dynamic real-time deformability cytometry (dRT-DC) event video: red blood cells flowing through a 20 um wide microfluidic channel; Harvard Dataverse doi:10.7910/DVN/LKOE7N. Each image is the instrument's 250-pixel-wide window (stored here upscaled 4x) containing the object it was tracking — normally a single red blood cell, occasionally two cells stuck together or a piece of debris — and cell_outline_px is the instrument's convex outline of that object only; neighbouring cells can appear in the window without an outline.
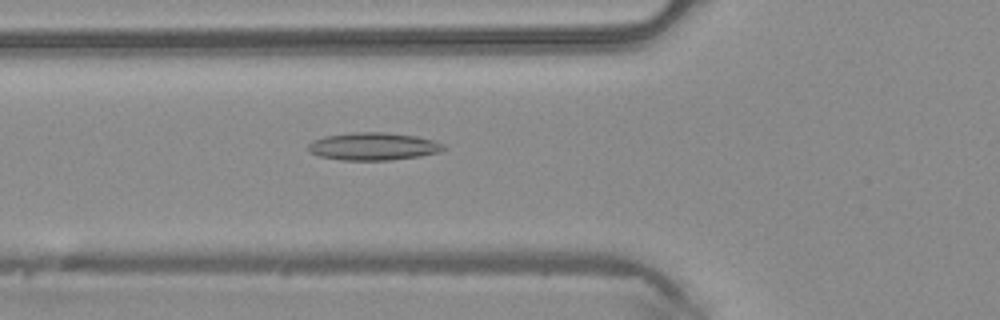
{"species": "common noctule bat (a hibernating species)", "species_latin": "Nyctalus noctula", "temperature_condition": "warm", "stored_images_in_passage": 45, "camera_frame_rate_fps": 3000, "um_per_image_px": 0.085, "animal": {"sex": "male", "body_mass_g": 20.4}, "frame": {"image": 1, "passage_image": 17, "time_ms": 5.333, "image_size_px": [1000, 320], "cell_outline_px": [[448, 148], [440, 152], [420, 156], [392, 160], [340, 160], [320, 156], [312, 152], [308, 148], [308, 144], [312, 140], [324, 136], [352, 132], [380, 132], [416, 136], [432, 140], [444, 144]], "centroid_in_image_um": [31.75, 12.44], "position_along_channel_um": 94.1, "area_um2": 21.85}}
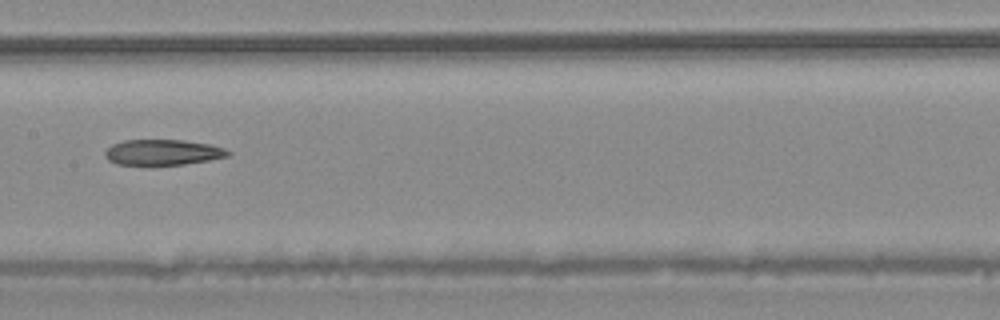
{"frame": {"image": 2, "passage_image": 24, "time_ms": 7.667, "image_size_px": [1000, 320], "cell_outline_px": [[232, 152], [228, 156], [208, 160], [184, 164], [116, 164], [108, 160], [104, 156], [104, 152], [112, 144], [124, 140], [184, 140], [212, 144], [224, 148]], "centroid_in_image_um": [13.84, 12.93], "position_along_channel_um": 193.6, "area_um2": 18.26}}
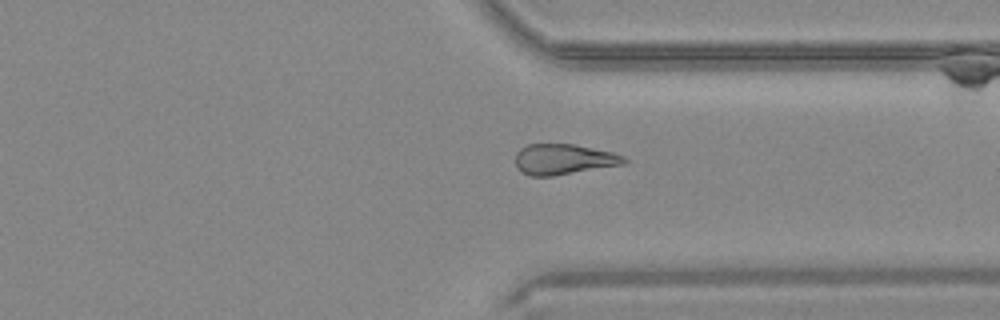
{"frame": {"image": 3, "passage_image": 36, "time_ms": 11.667, "image_size_px": [1000, 320], "cell_outline_px": [[628, 160], [624, 164], [552, 176], [528, 176], [520, 172], [516, 164], [516, 152], [520, 148], [528, 144], [576, 144], [612, 152], [624, 156]], "centroid_in_image_um": [47.89, 13.54], "position_along_channel_um": 363.5, "area_um2": 19.42}}